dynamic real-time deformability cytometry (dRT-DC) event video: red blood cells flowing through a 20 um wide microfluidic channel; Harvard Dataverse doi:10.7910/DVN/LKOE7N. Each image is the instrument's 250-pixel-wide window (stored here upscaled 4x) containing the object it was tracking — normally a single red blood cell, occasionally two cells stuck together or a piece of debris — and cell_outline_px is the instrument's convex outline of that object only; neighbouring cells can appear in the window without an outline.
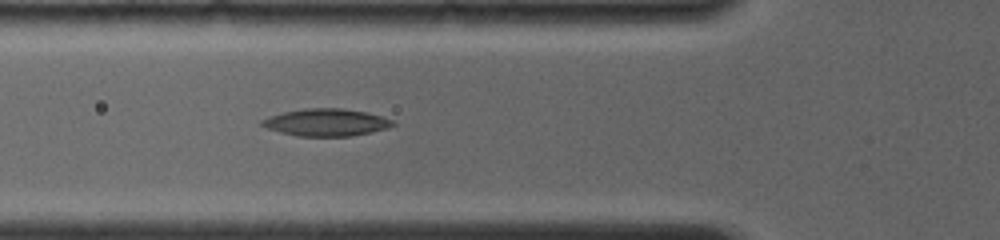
{"species": "common noctule bat (a hibernating species)", "species_latin": "Nyctalus noctula", "temperature_condition": "room temperature", "stored_images_in_passage": 6, "camera_frame_rate_fps": 4000, "um_per_image_px": 0.085, "animal": {"sex": "female", "body_mass_g": 19.0, "forearm_length_mm": 56.7}, "frame": {"image": 1, "passage_image": 6, "time_ms": 5.0, "image_size_px": [1000, 240], "cell_outline_px": [[396, 124], [388, 128], [348, 136], [296, 136], [280, 132], [268, 128], [260, 124], [260, 120], [268, 116], [284, 112], [304, 108], [340, 108], [364, 112], [380, 116], [392, 120]], "centroid_in_image_um": [27.68, 10.4], "position_along_channel_um": 98.1, "area_um2": 20.58}}